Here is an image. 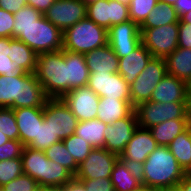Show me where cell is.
<instances>
[{
    "label": "cell",
    "mask_w": 191,
    "mask_h": 191,
    "mask_svg": "<svg viewBox=\"0 0 191 191\" xmlns=\"http://www.w3.org/2000/svg\"><path fill=\"white\" fill-rule=\"evenodd\" d=\"M181 191H191V173L187 174L178 184Z\"/></svg>",
    "instance_id": "681fc988"
},
{
    "label": "cell",
    "mask_w": 191,
    "mask_h": 191,
    "mask_svg": "<svg viewBox=\"0 0 191 191\" xmlns=\"http://www.w3.org/2000/svg\"><path fill=\"white\" fill-rule=\"evenodd\" d=\"M189 99L187 82L167 73L154 89L150 101L166 103Z\"/></svg>",
    "instance_id": "ffe728a7"
},
{
    "label": "cell",
    "mask_w": 191,
    "mask_h": 191,
    "mask_svg": "<svg viewBox=\"0 0 191 191\" xmlns=\"http://www.w3.org/2000/svg\"><path fill=\"white\" fill-rule=\"evenodd\" d=\"M61 191H86L83 183L73 177L65 186L60 188Z\"/></svg>",
    "instance_id": "c3c4849f"
},
{
    "label": "cell",
    "mask_w": 191,
    "mask_h": 191,
    "mask_svg": "<svg viewBox=\"0 0 191 191\" xmlns=\"http://www.w3.org/2000/svg\"><path fill=\"white\" fill-rule=\"evenodd\" d=\"M42 16L41 12L32 6L26 5L14 13V28H27L37 22Z\"/></svg>",
    "instance_id": "f35d334b"
},
{
    "label": "cell",
    "mask_w": 191,
    "mask_h": 191,
    "mask_svg": "<svg viewBox=\"0 0 191 191\" xmlns=\"http://www.w3.org/2000/svg\"><path fill=\"white\" fill-rule=\"evenodd\" d=\"M87 86L100 98L127 100L131 104L130 85L118 73H90Z\"/></svg>",
    "instance_id": "2e32d148"
},
{
    "label": "cell",
    "mask_w": 191,
    "mask_h": 191,
    "mask_svg": "<svg viewBox=\"0 0 191 191\" xmlns=\"http://www.w3.org/2000/svg\"><path fill=\"white\" fill-rule=\"evenodd\" d=\"M189 98H191V79L187 83Z\"/></svg>",
    "instance_id": "6f0895ef"
},
{
    "label": "cell",
    "mask_w": 191,
    "mask_h": 191,
    "mask_svg": "<svg viewBox=\"0 0 191 191\" xmlns=\"http://www.w3.org/2000/svg\"><path fill=\"white\" fill-rule=\"evenodd\" d=\"M84 56L90 73L118 72L119 58L108 43L85 53Z\"/></svg>",
    "instance_id": "603a6c76"
},
{
    "label": "cell",
    "mask_w": 191,
    "mask_h": 191,
    "mask_svg": "<svg viewBox=\"0 0 191 191\" xmlns=\"http://www.w3.org/2000/svg\"><path fill=\"white\" fill-rule=\"evenodd\" d=\"M164 191H181L179 187L165 189Z\"/></svg>",
    "instance_id": "91938a15"
},
{
    "label": "cell",
    "mask_w": 191,
    "mask_h": 191,
    "mask_svg": "<svg viewBox=\"0 0 191 191\" xmlns=\"http://www.w3.org/2000/svg\"><path fill=\"white\" fill-rule=\"evenodd\" d=\"M37 54L17 38H0V75L15 77L35 73Z\"/></svg>",
    "instance_id": "5b68a950"
},
{
    "label": "cell",
    "mask_w": 191,
    "mask_h": 191,
    "mask_svg": "<svg viewBox=\"0 0 191 191\" xmlns=\"http://www.w3.org/2000/svg\"><path fill=\"white\" fill-rule=\"evenodd\" d=\"M0 188L2 191H37L40 187L31 176L23 174Z\"/></svg>",
    "instance_id": "ab89813d"
},
{
    "label": "cell",
    "mask_w": 191,
    "mask_h": 191,
    "mask_svg": "<svg viewBox=\"0 0 191 191\" xmlns=\"http://www.w3.org/2000/svg\"><path fill=\"white\" fill-rule=\"evenodd\" d=\"M44 153L49 160L64 166L73 176H75L79 165L69 153L63 141L52 144L44 151Z\"/></svg>",
    "instance_id": "1f68e13d"
},
{
    "label": "cell",
    "mask_w": 191,
    "mask_h": 191,
    "mask_svg": "<svg viewBox=\"0 0 191 191\" xmlns=\"http://www.w3.org/2000/svg\"><path fill=\"white\" fill-rule=\"evenodd\" d=\"M158 144L147 128L137 127L132 139L126 144V148L119 155V159L132 167L139 168L152 153Z\"/></svg>",
    "instance_id": "5bb4252c"
},
{
    "label": "cell",
    "mask_w": 191,
    "mask_h": 191,
    "mask_svg": "<svg viewBox=\"0 0 191 191\" xmlns=\"http://www.w3.org/2000/svg\"><path fill=\"white\" fill-rule=\"evenodd\" d=\"M173 7L176 9V12L179 18L191 11V0H177Z\"/></svg>",
    "instance_id": "7dc6e473"
},
{
    "label": "cell",
    "mask_w": 191,
    "mask_h": 191,
    "mask_svg": "<svg viewBox=\"0 0 191 191\" xmlns=\"http://www.w3.org/2000/svg\"><path fill=\"white\" fill-rule=\"evenodd\" d=\"M179 20L185 24H191V11L182 15Z\"/></svg>",
    "instance_id": "816d5d0a"
},
{
    "label": "cell",
    "mask_w": 191,
    "mask_h": 191,
    "mask_svg": "<svg viewBox=\"0 0 191 191\" xmlns=\"http://www.w3.org/2000/svg\"><path fill=\"white\" fill-rule=\"evenodd\" d=\"M61 99L70 108L78 121L97 118L100 97L88 86L72 89L65 93Z\"/></svg>",
    "instance_id": "e0dca14e"
},
{
    "label": "cell",
    "mask_w": 191,
    "mask_h": 191,
    "mask_svg": "<svg viewBox=\"0 0 191 191\" xmlns=\"http://www.w3.org/2000/svg\"><path fill=\"white\" fill-rule=\"evenodd\" d=\"M35 75L49 98H61L67 93L65 50L38 54Z\"/></svg>",
    "instance_id": "3957f363"
},
{
    "label": "cell",
    "mask_w": 191,
    "mask_h": 191,
    "mask_svg": "<svg viewBox=\"0 0 191 191\" xmlns=\"http://www.w3.org/2000/svg\"><path fill=\"white\" fill-rule=\"evenodd\" d=\"M37 191H61L60 188L40 187Z\"/></svg>",
    "instance_id": "11a10c76"
},
{
    "label": "cell",
    "mask_w": 191,
    "mask_h": 191,
    "mask_svg": "<svg viewBox=\"0 0 191 191\" xmlns=\"http://www.w3.org/2000/svg\"><path fill=\"white\" fill-rule=\"evenodd\" d=\"M134 107L127 100L117 98L101 97L97 109V119L106 124L127 117Z\"/></svg>",
    "instance_id": "d4e9b609"
},
{
    "label": "cell",
    "mask_w": 191,
    "mask_h": 191,
    "mask_svg": "<svg viewBox=\"0 0 191 191\" xmlns=\"http://www.w3.org/2000/svg\"><path fill=\"white\" fill-rule=\"evenodd\" d=\"M141 43L153 57L166 58L178 48L179 23L140 30Z\"/></svg>",
    "instance_id": "9c48e42d"
},
{
    "label": "cell",
    "mask_w": 191,
    "mask_h": 191,
    "mask_svg": "<svg viewBox=\"0 0 191 191\" xmlns=\"http://www.w3.org/2000/svg\"><path fill=\"white\" fill-rule=\"evenodd\" d=\"M111 182L115 191H135L141 185L138 169L120 159L114 164Z\"/></svg>",
    "instance_id": "484cf974"
},
{
    "label": "cell",
    "mask_w": 191,
    "mask_h": 191,
    "mask_svg": "<svg viewBox=\"0 0 191 191\" xmlns=\"http://www.w3.org/2000/svg\"><path fill=\"white\" fill-rule=\"evenodd\" d=\"M135 191H164L157 187H151L148 185L141 184Z\"/></svg>",
    "instance_id": "f907efd6"
},
{
    "label": "cell",
    "mask_w": 191,
    "mask_h": 191,
    "mask_svg": "<svg viewBox=\"0 0 191 191\" xmlns=\"http://www.w3.org/2000/svg\"><path fill=\"white\" fill-rule=\"evenodd\" d=\"M157 3L158 0H131L129 4L130 20L140 27Z\"/></svg>",
    "instance_id": "d590c367"
},
{
    "label": "cell",
    "mask_w": 191,
    "mask_h": 191,
    "mask_svg": "<svg viewBox=\"0 0 191 191\" xmlns=\"http://www.w3.org/2000/svg\"><path fill=\"white\" fill-rule=\"evenodd\" d=\"M63 143L78 165L87 158L91 150L94 148L88 141L76 134H72L65 138Z\"/></svg>",
    "instance_id": "d6a6232c"
},
{
    "label": "cell",
    "mask_w": 191,
    "mask_h": 191,
    "mask_svg": "<svg viewBox=\"0 0 191 191\" xmlns=\"http://www.w3.org/2000/svg\"><path fill=\"white\" fill-rule=\"evenodd\" d=\"M188 123H189V128L191 129V98L189 99L188 103Z\"/></svg>",
    "instance_id": "f5cc1de1"
},
{
    "label": "cell",
    "mask_w": 191,
    "mask_h": 191,
    "mask_svg": "<svg viewBox=\"0 0 191 191\" xmlns=\"http://www.w3.org/2000/svg\"><path fill=\"white\" fill-rule=\"evenodd\" d=\"M82 1L87 5V4H90V3H93V2H96L99 0H82Z\"/></svg>",
    "instance_id": "94428289"
},
{
    "label": "cell",
    "mask_w": 191,
    "mask_h": 191,
    "mask_svg": "<svg viewBox=\"0 0 191 191\" xmlns=\"http://www.w3.org/2000/svg\"><path fill=\"white\" fill-rule=\"evenodd\" d=\"M73 177L74 176L64 166L48 159L47 187L62 188Z\"/></svg>",
    "instance_id": "836d02e7"
},
{
    "label": "cell",
    "mask_w": 191,
    "mask_h": 191,
    "mask_svg": "<svg viewBox=\"0 0 191 191\" xmlns=\"http://www.w3.org/2000/svg\"><path fill=\"white\" fill-rule=\"evenodd\" d=\"M171 153L187 174L191 173V129L177 135L169 144Z\"/></svg>",
    "instance_id": "f546056e"
},
{
    "label": "cell",
    "mask_w": 191,
    "mask_h": 191,
    "mask_svg": "<svg viewBox=\"0 0 191 191\" xmlns=\"http://www.w3.org/2000/svg\"><path fill=\"white\" fill-rule=\"evenodd\" d=\"M85 186L86 191H115L111 178L78 179Z\"/></svg>",
    "instance_id": "b9f144b4"
},
{
    "label": "cell",
    "mask_w": 191,
    "mask_h": 191,
    "mask_svg": "<svg viewBox=\"0 0 191 191\" xmlns=\"http://www.w3.org/2000/svg\"><path fill=\"white\" fill-rule=\"evenodd\" d=\"M165 61L168 74L188 83L191 79V49L178 47Z\"/></svg>",
    "instance_id": "83f0119b"
},
{
    "label": "cell",
    "mask_w": 191,
    "mask_h": 191,
    "mask_svg": "<svg viewBox=\"0 0 191 191\" xmlns=\"http://www.w3.org/2000/svg\"><path fill=\"white\" fill-rule=\"evenodd\" d=\"M119 156L105 148H93L87 158L79 164L76 179L111 178L114 164Z\"/></svg>",
    "instance_id": "7c38bea8"
},
{
    "label": "cell",
    "mask_w": 191,
    "mask_h": 191,
    "mask_svg": "<svg viewBox=\"0 0 191 191\" xmlns=\"http://www.w3.org/2000/svg\"><path fill=\"white\" fill-rule=\"evenodd\" d=\"M106 123L101 120L91 119L78 121L75 134L86 140L94 148H104Z\"/></svg>",
    "instance_id": "f1b7e54d"
},
{
    "label": "cell",
    "mask_w": 191,
    "mask_h": 191,
    "mask_svg": "<svg viewBox=\"0 0 191 191\" xmlns=\"http://www.w3.org/2000/svg\"><path fill=\"white\" fill-rule=\"evenodd\" d=\"M188 103L189 101L142 102L134 108L138 126L149 129L167 120L188 118Z\"/></svg>",
    "instance_id": "52a82bcc"
},
{
    "label": "cell",
    "mask_w": 191,
    "mask_h": 191,
    "mask_svg": "<svg viewBox=\"0 0 191 191\" xmlns=\"http://www.w3.org/2000/svg\"><path fill=\"white\" fill-rule=\"evenodd\" d=\"M141 184L160 189L178 187L187 175L168 146H158L138 168Z\"/></svg>",
    "instance_id": "7a4b0ae2"
},
{
    "label": "cell",
    "mask_w": 191,
    "mask_h": 191,
    "mask_svg": "<svg viewBox=\"0 0 191 191\" xmlns=\"http://www.w3.org/2000/svg\"><path fill=\"white\" fill-rule=\"evenodd\" d=\"M116 1H118V2H120L122 4H125V5H129L130 2H131V0H116Z\"/></svg>",
    "instance_id": "680465c9"
},
{
    "label": "cell",
    "mask_w": 191,
    "mask_h": 191,
    "mask_svg": "<svg viewBox=\"0 0 191 191\" xmlns=\"http://www.w3.org/2000/svg\"><path fill=\"white\" fill-rule=\"evenodd\" d=\"M0 132L10 140H19V130L14 110L10 107H0Z\"/></svg>",
    "instance_id": "8d00e7d4"
},
{
    "label": "cell",
    "mask_w": 191,
    "mask_h": 191,
    "mask_svg": "<svg viewBox=\"0 0 191 191\" xmlns=\"http://www.w3.org/2000/svg\"><path fill=\"white\" fill-rule=\"evenodd\" d=\"M152 58V54L141 43L135 51L119 58L118 73L131 85Z\"/></svg>",
    "instance_id": "44dd1931"
},
{
    "label": "cell",
    "mask_w": 191,
    "mask_h": 191,
    "mask_svg": "<svg viewBox=\"0 0 191 191\" xmlns=\"http://www.w3.org/2000/svg\"><path fill=\"white\" fill-rule=\"evenodd\" d=\"M10 140L4 133L0 132V146Z\"/></svg>",
    "instance_id": "db71d44e"
},
{
    "label": "cell",
    "mask_w": 191,
    "mask_h": 191,
    "mask_svg": "<svg viewBox=\"0 0 191 191\" xmlns=\"http://www.w3.org/2000/svg\"><path fill=\"white\" fill-rule=\"evenodd\" d=\"M107 31L108 44L118 58L127 56L141 44L140 27L131 20L114 25Z\"/></svg>",
    "instance_id": "9a60e30c"
},
{
    "label": "cell",
    "mask_w": 191,
    "mask_h": 191,
    "mask_svg": "<svg viewBox=\"0 0 191 191\" xmlns=\"http://www.w3.org/2000/svg\"><path fill=\"white\" fill-rule=\"evenodd\" d=\"M86 17L108 30L114 25L130 20L129 5L116 0H99L87 4Z\"/></svg>",
    "instance_id": "8fae6325"
},
{
    "label": "cell",
    "mask_w": 191,
    "mask_h": 191,
    "mask_svg": "<svg viewBox=\"0 0 191 191\" xmlns=\"http://www.w3.org/2000/svg\"><path fill=\"white\" fill-rule=\"evenodd\" d=\"M61 140L54 134L49 123L45 120L41 124H38L37 139H33L28 145L33 149L45 151L52 144L60 142Z\"/></svg>",
    "instance_id": "e575fe53"
},
{
    "label": "cell",
    "mask_w": 191,
    "mask_h": 191,
    "mask_svg": "<svg viewBox=\"0 0 191 191\" xmlns=\"http://www.w3.org/2000/svg\"><path fill=\"white\" fill-rule=\"evenodd\" d=\"M12 38L24 42L37 55L63 49V32L44 15L27 28H13Z\"/></svg>",
    "instance_id": "277c9868"
},
{
    "label": "cell",
    "mask_w": 191,
    "mask_h": 191,
    "mask_svg": "<svg viewBox=\"0 0 191 191\" xmlns=\"http://www.w3.org/2000/svg\"><path fill=\"white\" fill-rule=\"evenodd\" d=\"M27 5L32 6L43 15L53 5L55 0H25Z\"/></svg>",
    "instance_id": "bcb514c9"
},
{
    "label": "cell",
    "mask_w": 191,
    "mask_h": 191,
    "mask_svg": "<svg viewBox=\"0 0 191 191\" xmlns=\"http://www.w3.org/2000/svg\"><path fill=\"white\" fill-rule=\"evenodd\" d=\"M178 47L191 49V24L179 20Z\"/></svg>",
    "instance_id": "ee69618b"
},
{
    "label": "cell",
    "mask_w": 191,
    "mask_h": 191,
    "mask_svg": "<svg viewBox=\"0 0 191 191\" xmlns=\"http://www.w3.org/2000/svg\"><path fill=\"white\" fill-rule=\"evenodd\" d=\"M48 99L35 73L0 75V107H44Z\"/></svg>",
    "instance_id": "6da1fadb"
},
{
    "label": "cell",
    "mask_w": 191,
    "mask_h": 191,
    "mask_svg": "<svg viewBox=\"0 0 191 191\" xmlns=\"http://www.w3.org/2000/svg\"><path fill=\"white\" fill-rule=\"evenodd\" d=\"M166 74L165 58L153 57L130 85L131 105L135 108L142 102L150 101L154 89Z\"/></svg>",
    "instance_id": "ba28073f"
},
{
    "label": "cell",
    "mask_w": 191,
    "mask_h": 191,
    "mask_svg": "<svg viewBox=\"0 0 191 191\" xmlns=\"http://www.w3.org/2000/svg\"><path fill=\"white\" fill-rule=\"evenodd\" d=\"M171 23H179V16L171 4L158 2L140 26V30L160 27Z\"/></svg>",
    "instance_id": "4dcf8cb0"
},
{
    "label": "cell",
    "mask_w": 191,
    "mask_h": 191,
    "mask_svg": "<svg viewBox=\"0 0 191 191\" xmlns=\"http://www.w3.org/2000/svg\"><path fill=\"white\" fill-rule=\"evenodd\" d=\"M189 128L188 118L167 120L149 128L158 146H169L173 139Z\"/></svg>",
    "instance_id": "4316f807"
},
{
    "label": "cell",
    "mask_w": 191,
    "mask_h": 191,
    "mask_svg": "<svg viewBox=\"0 0 191 191\" xmlns=\"http://www.w3.org/2000/svg\"><path fill=\"white\" fill-rule=\"evenodd\" d=\"M137 127L135 110L123 119L106 124L104 148L119 156L126 148V144L132 139Z\"/></svg>",
    "instance_id": "ac0fdd59"
},
{
    "label": "cell",
    "mask_w": 191,
    "mask_h": 191,
    "mask_svg": "<svg viewBox=\"0 0 191 191\" xmlns=\"http://www.w3.org/2000/svg\"><path fill=\"white\" fill-rule=\"evenodd\" d=\"M14 28V14L0 8V38L12 37Z\"/></svg>",
    "instance_id": "7bdbcfd3"
},
{
    "label": "cell",
    "mask_w": 191,
    "mask_h": 191,
    "mask_svg": "<svg viewBox=\"0 0 191 191\" xmlns=\"http://www.w3.org/2000/svg\"><path fill=\"white\" fill-rule=\"evenodd\" d=\"M23 148L20 140H8L0 146V161L21 158Z\"/></svg>",
    "instance_id": "60d3db41"
},
{
    "label": "cell",
    "mask_w": 191,
    "mask_h": 191,
    "mask_svg": "<svg viewBox=\"0 0 191 191\" xmlns=\"http://www.w3.org/2000/svg\"><path fill=\"white\" fill-rule=\"evenodd\" d=\"M26 5L27 2L25 0H0V8L13 14Z\"/></svg>",
    "instance_id": "f6af8a7d"
},
{
    "label": "cell",
    "mask_w": 191,
    "mask_h": 191,
    "mask_svg": "<svg viewBox=\"0 0 191 191\" xmlns=\"http://www.w3.org/2000/svg\"><path fill=\"white\" fill-rule=\"evenodd\" d=\"M19 130V140L28 146L37 139L38 124L44 120L43 107H24L13 109Z\"/></svg>",
    "instance_id": "d6986e66"
},
{
    "label": "cell",
    "mask_w": 191,
    "mask_h": 191,
    "mask_svg": "<svg viewBox=\"0 0 191 191\" xmlns=\"http://www.w3.org/2000/svg\"><path fill=\"white\" fill-rule=\"evenodd\" d=\"M176 1L177 0H158V2H160V3H167V4H171V5H174Z\"/></svg>",
    "instance_id": "9f6ffc18"
},
{
    "label": "cell",
    "mask_w": 191,
    "mask_h": 191,
    "mask_svg": "<svg viewBox=\"0 0 191 191\" xmlns=\"http://www.w3.org/2000/svg\"><path fill=\"white\" fill-rule=\"evenodd\" d=\"M65 64L67 66V93L72 89L87 86L90 72L84 54L65 50Z\"/></svg>",
    "instance_id": "cb8c5ba5"
},
{
    "label": "cell",
    "mask_w": 191,
    "mask_h": 191,
    "mask_svg": "<svg viewBox=\"0 0 191 191\" xmlns=\"http://www.w3.org/2000/svg\"><path fill=\"white\" fill-rule=\"evenodd\" d=\"M23 174L21 158L0 161V187Z\"/></svg>",
    "instance_id": "74e56055"
},
{
    "label": "cell",
    "mask_w": 191,
    "mask_h": 191,
    "mask_svg": "<svg viewBox=\"0 0 191 191\" xmlns=\"http://www.w3.org/2000/svg\"><path fill=\"white\" fill-rule=\"evenodd\" d=\"M43 116L61 141L75 134L78 120L61 98H49L43 107Z\"/></svg>",
    "instance_id": "30bf717a"
},
{
    "label": "cell",
    "mask_w": 191,
    "mask_h": 191,
    "mask_svg": "<svg viewBox=\"0 0 191 191\" xmlns=\"http://www.w3.org/2000/svg\"><path fill=\"white\" fill-rule=\"evenodd\" d=\"M21 160L24 174L36 180L39 187H47L48 158L44 151L24 146Z\"/></svg>",
    "instance_id": "7402d4cb"
},
{
    "label": "cell",
    "mask_w": 191,
    "mask_h": 191,
    "mask_svg": "<svg viewBox=\"0 0 191 191\" xmlns=\"http://www.w3.org/2000/svg\"><path fill=\"white\" fill-rule=\"evenodd\" d=\"M87 15V5L82 0H55L45 12V18L62 32Z\"/></svg>",
    "instance_id": "4fadbf2b"
},
{
    "label": "cell",
    "mask_w": 191,
    "mask_h": 191,
    "mask_svg": "<svg viewBox=\"0 0 191 191\" xmlns=\"http://www.w3.org/2000/svg\"><path fill=\"white\" fill-rule=\"evenodd\" d=\"M107 43L108 31L87 17L63 32V50L85 54Z\"/></svg>",
    "instance_id": "8992f818"
}]
</instances>
